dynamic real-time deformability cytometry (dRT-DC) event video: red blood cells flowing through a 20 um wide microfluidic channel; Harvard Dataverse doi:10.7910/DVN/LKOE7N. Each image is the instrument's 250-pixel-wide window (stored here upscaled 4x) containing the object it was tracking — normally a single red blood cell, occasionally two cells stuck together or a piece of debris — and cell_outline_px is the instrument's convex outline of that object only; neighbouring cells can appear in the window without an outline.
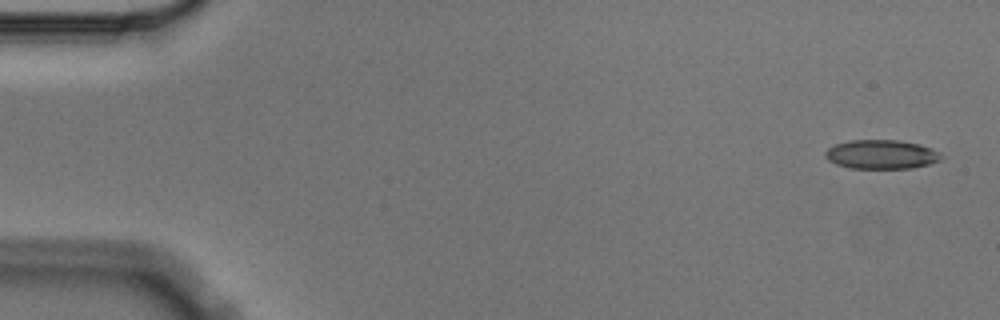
{"species": "Egyptian fruit bat (a non-hibernating species)", "species_latin": "Rousettus aegyptiacus", "temperature_condition": "cold", "stored_images_in_passage": 5, "camera_frame_rate_fps": 3000, "um_per_image_px": 0.085, "animal": {"sex": "male"}, "frame": {"image": 1, "passage_image": 1, "time_ms": 0.0, "image_size_px": [1000, 320], "cell_outline_px": [[944, 156], [940, 160], [928, 164], [912, 168], [848, 168], [836, 164], [828, 160], [824, 156], [824, 152], [828, 148], [836, 144], [852, 140], [896, 140], [920, 144], [932, 148]], "centroid_in_image_um": [74.91, 13.12], "position_along_channel_um": 10.1, "area_um2": 19.65}}
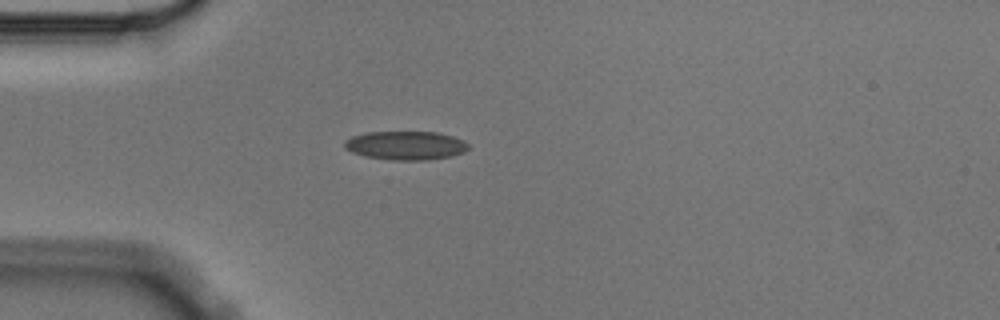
{"frame": {"image": 2, "passage_image": 4, "time_ms": 1.0, "image_size_px": [1000, 320], "cell_outline_px": [[468, 148], [464, 152], [452, 156], [428, 160], [392, 160], [364, 156], [352, 152], [344, 148], [344, 140], [352, 136], [364, 132], [436, 132], [452, 136], [464, 140], [468, 144]], "centroid_in_image_um": [34.47, 12.36], "position_along_channel_um": 50.5, "area_um2": 20.87}}